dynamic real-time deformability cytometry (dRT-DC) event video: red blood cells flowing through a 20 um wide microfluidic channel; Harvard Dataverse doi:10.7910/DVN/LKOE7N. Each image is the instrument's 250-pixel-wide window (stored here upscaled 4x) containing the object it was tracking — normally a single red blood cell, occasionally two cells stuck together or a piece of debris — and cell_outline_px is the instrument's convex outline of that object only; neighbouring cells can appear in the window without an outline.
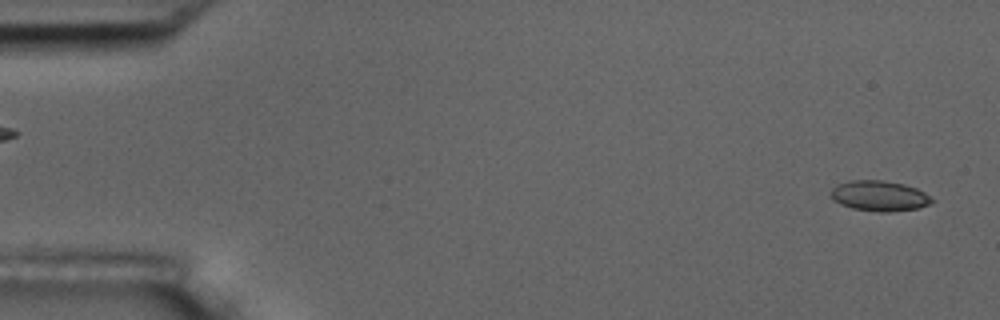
{"species": "common noctule bat (a hibernating species)", "species_latin": "Nyctalus noctula", "temperature_condition": "room temperature", "stored_images_in_passage": 55, "camera_frame_rate_fps": 3000, "um_per_image_px": 0.085, "animal": {"sex": "male", "body_mass_g": 17.5, "forearm_length_mm": 52.3}, "frame": {"image": 1, "passage_image": 2, "time_ms": 0.333, "image_size_px": [1000, 320], "cell_outline_px": [[936, 200], [928, 204], [916, 208], [888, 212], [880, 212], [852, 208], [840, 204], [832, 200], [832, 188], [836, 184], [848, 180], [884, 180], [904, 184], [916, 188], [924, 192]], "centroid_in_image_um": [74.73, 16.64], "position_along_channel_um": 10.3, "area_um2": 17.92}}
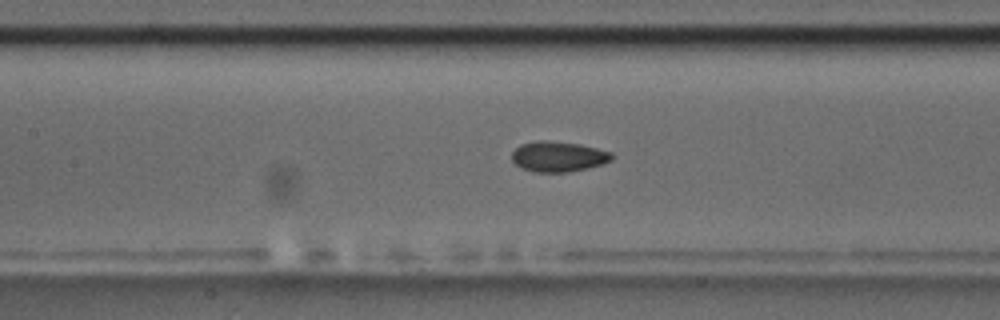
{"frame": {"image": 2, "passage_image": 25, "time_ms": 8.0, "image_size_px": [1000, 320], "cell_outline_px": [[616, 156], [612, 160], [588, 168], [568, 172], [532, 172], [520, 168], [512, 160], [512, 152], [520, 144], [540, 140], [548, 140], [580, 144], [612, 152]], "centroid_in_image_um": [47.45, 13.31], "position_along_channel_um": 159.9, "area_um2": 17.86}}
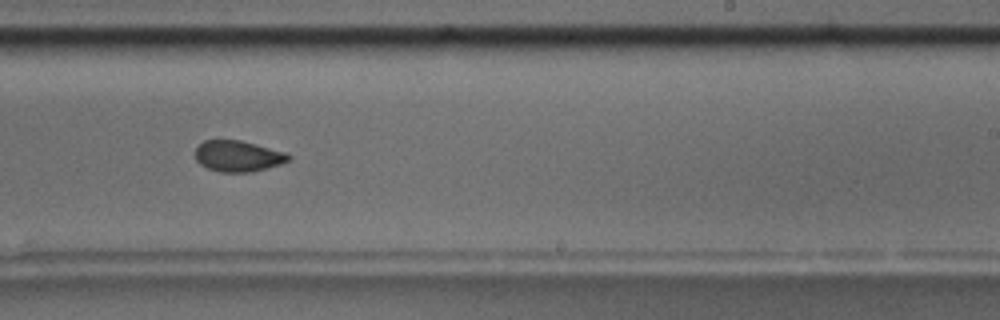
{"frame": {"image": 3, "passage_image": 34, "time_ms": 11.0, "image_size_px": [1000, 320], "cell_outline_px": [[292, 156], [288, 160], [280, 164], [268, 168], [252, 172], [220, 172], [208, 168], [200, 164], [196, 160], [196, 148], [204, 140], [240, 140], [288, 152]], "centroid_in_image_um": [20.26, 13.27], "position_along_channel_um": 268.7, "area_um2": 16.94}, "authors_computed_cell_mechanics": {"area_um2": 17.5712, "velocity_mm_per_s": 3.6501, "shape_relaxation_time_tau1_ms": 2.5243, "shape_relaxation_time_tau2_ms": 1.6533, "deformation_change_tau1": 0.1067, "deformation_change_tau2": 0.0676}}